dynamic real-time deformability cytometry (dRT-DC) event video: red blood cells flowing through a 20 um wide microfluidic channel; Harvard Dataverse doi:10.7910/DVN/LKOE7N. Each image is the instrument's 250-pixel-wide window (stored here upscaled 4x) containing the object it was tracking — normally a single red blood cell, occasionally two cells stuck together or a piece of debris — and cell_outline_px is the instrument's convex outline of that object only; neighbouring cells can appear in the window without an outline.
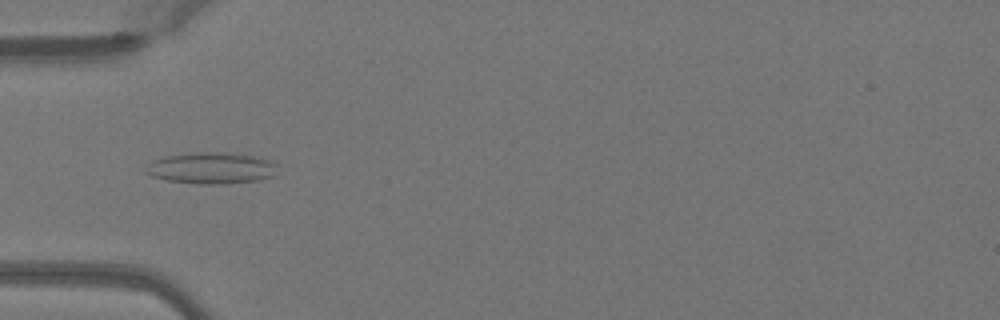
{"species": "Egyptian fruit bat (a non-hibernating species)", "species_latin": "Rousettus aegyptiacus", "temperature_condition": "warm", "stored_images_in_passage": 50, "camera_frame_rate_fps": 3000, "um_per_image_px": 0.085, "animal": {"sex": "female"}, "frame": {"image": 1, "passage_image": 16, "time_ms": 5.0, "image_size_px": [1000, 320], "cell_outline_px": [[276, 176], [260, 180], [224, 184], [200, 184], [168, 180], [152, 176], [144, 172], [148, 164], [152, 160], [160, 156], [196, 152], [216, 152], [260, 156], [276, 164]], "centroid_in_image_um": [17.97, 14.28], "position_along_channel_um": 67.0, "area_um2": 24.39}}
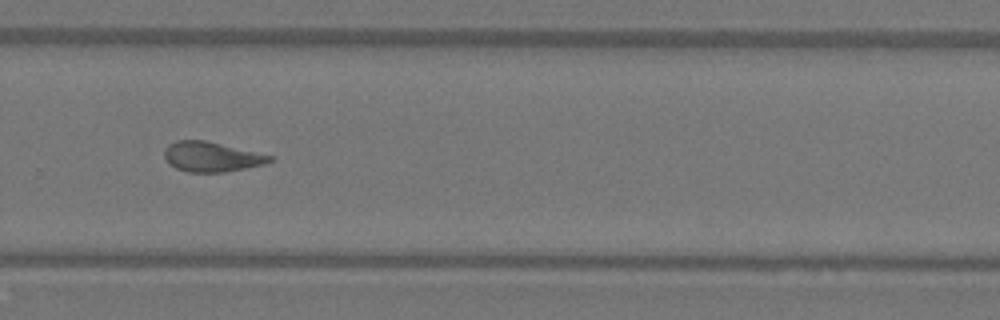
{"frame": {"image": 2, "passage_image": 34, "time_ms": 11.0, "image_size_px": [1000, 320], "cell_outline_px": [[276, 156], [272, 160], [264, 164], [224, 172], [188, 172], [176, 168], [168, 164], [164, 156], [164, 152], [168, 144], [176, 140], [204, 140]], "centroid_in_image_um": [17.97, 13.32], "position_along_channel_um": 311.8, "area_um2": 18.38}}
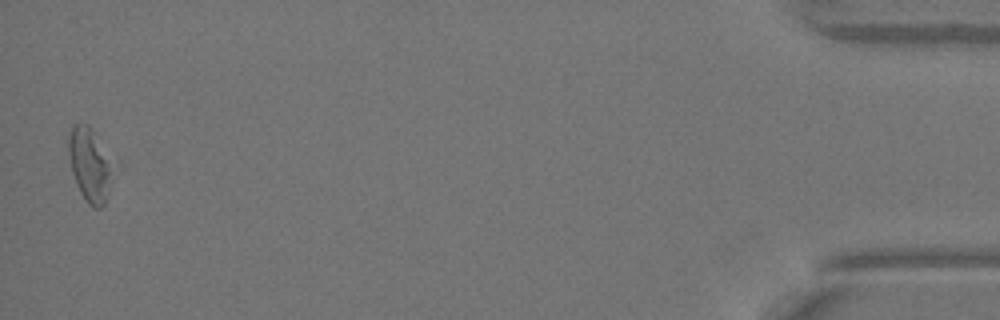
{"frame": {"image": 3, "passage_image": 49, "time_ms": 16.0, "image_size_px": [1000, 320], "cell_outline_px": [[108, 192], [104, 204], [100, 208], [92, 208], [88, 204], [80, 192], [76, 184], [72, 172], [68, 152], [68, 136], [72, 128], [76, 124], [88, 124], [92, 128], [108, 168]], "centroid_in_image_um": [7.5, 14.04], "position_along_channel_um": 427.7, "area_um2": 17.4}, "authors_computed_cell_mechanics": {"area_um2": 18.8717, "velocity_mm_per_s": 4.0792, "shape_relaxation_time_tau1_ms": null, "shape_relaxation_time_tau2_ms": 2.845, "deformation_change_tau1": null, "deformation_change_tau2": 0.1237}}